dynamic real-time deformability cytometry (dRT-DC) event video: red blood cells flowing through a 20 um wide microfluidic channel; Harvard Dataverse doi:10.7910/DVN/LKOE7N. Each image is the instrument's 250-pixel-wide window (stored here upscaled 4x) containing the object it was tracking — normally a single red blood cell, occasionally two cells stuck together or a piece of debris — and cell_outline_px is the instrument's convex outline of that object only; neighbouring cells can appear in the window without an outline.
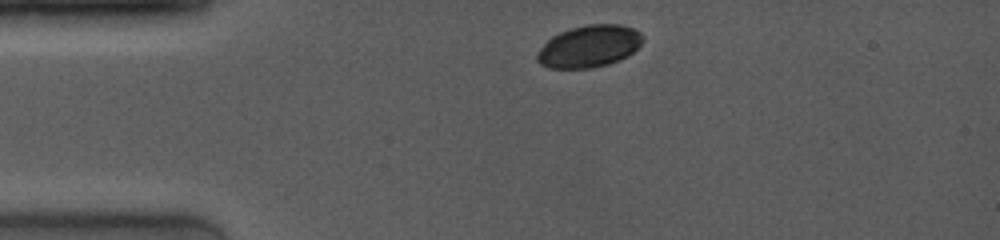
{"species": "common noctule bat (a hibernating species)", "species_latin": "Nyctalus noctula", "temperature_condition": "room temperature", "stored_images_in_passage": 2, "camera_frame_rate_fps": 4000, "um_per_image_px": 0.085, "animal": {"sex": "female", "body_mass_g": 19.0, "forearm_length_mm": 53.3}, "frame": {"image": 1, "passage_image": 1, "time_ms": 0.0, "image_size_px": [1000, 240], "cell_outline_px": [[644, 40], [628, 56], [620, 60], [608, 64], [592, 68], [548, 68], [540, 64], [536, 60], [536, 52], [552, 36], [560, 32], [572, 28], [588, 24], [620, 24], [636, 28], [644, 36]], "centroid_in_image_um": [50.09, 3.93], "position_along_channel_um": 34.9, "area_um2": 26.07}}